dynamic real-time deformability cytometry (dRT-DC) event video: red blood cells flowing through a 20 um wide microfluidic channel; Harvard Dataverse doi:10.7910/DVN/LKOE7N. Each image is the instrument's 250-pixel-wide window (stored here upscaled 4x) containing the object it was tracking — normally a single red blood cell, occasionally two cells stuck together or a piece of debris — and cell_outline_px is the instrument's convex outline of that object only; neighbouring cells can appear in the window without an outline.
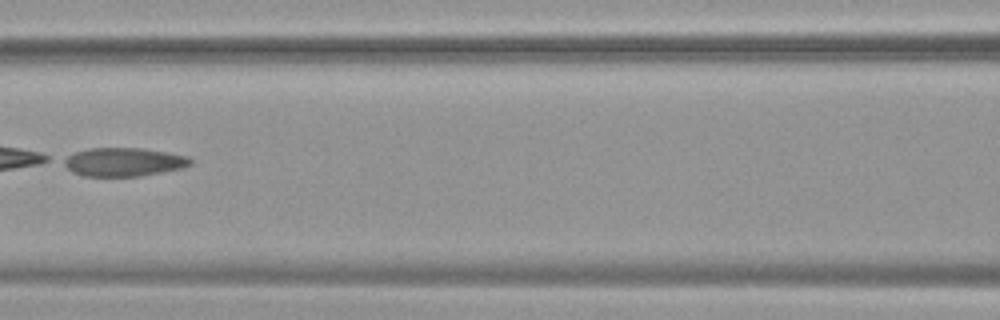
{"species": "common noctule bat (a hibernating species)", "species_latin": "Nyctalus noctula", "temperature_condition": "warm", "stored_images_in_passage": 5, "camera_frame_rate_fps": 3000, "um_per_image_px": 0.085, "animal": {"sex": "female", "body_mass_g": 19.9}, "frame": {"image": 1, "passage_image": 3, "time_ms": 0.667, "image_size_px": [1000, 320], "cell_outline_px": [[192, 164], [184, 168], [140, 176], [84, 176], [72, 172], [56, 160], [72, 152], [88, 148], [144, 148], [188, 156], [192, 160]], "centroid_in_image_um": [10.42, 13.76], "position_along_channel_um": 156.2, "area_um2": 21.62}}
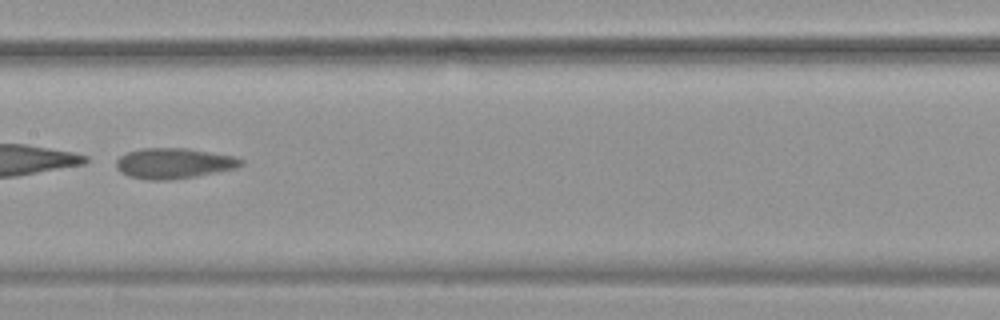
{"frame": {"image": 2, "passage_image": 4, "time_ms": 1.0, "image_size_px": [1000, 320], "cell_outline_px": [[244, 164], [236, 168], [196, 176], [168, 180], [148, 180], [128, 176], [120, 172], [116, 168], [116, 160], [120, 156], [128, 152], [140, 148], [188, 148], [236, 156], [244, 160]], "centroid_in_image_um": [14.78, 13.88], "position_along_channel_um": 192.6, "area_um2": 22.37}}